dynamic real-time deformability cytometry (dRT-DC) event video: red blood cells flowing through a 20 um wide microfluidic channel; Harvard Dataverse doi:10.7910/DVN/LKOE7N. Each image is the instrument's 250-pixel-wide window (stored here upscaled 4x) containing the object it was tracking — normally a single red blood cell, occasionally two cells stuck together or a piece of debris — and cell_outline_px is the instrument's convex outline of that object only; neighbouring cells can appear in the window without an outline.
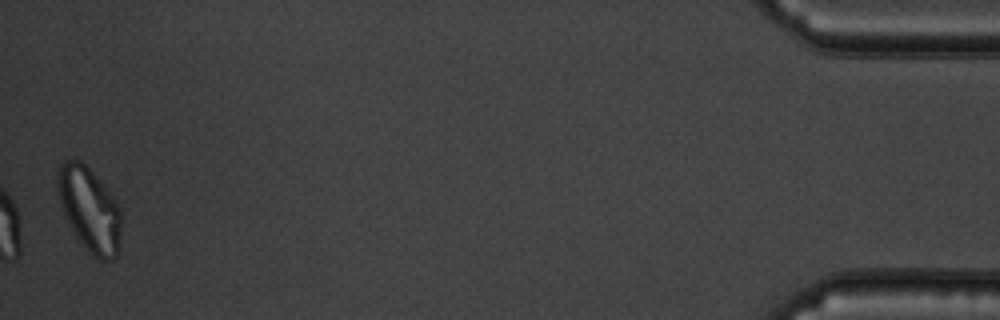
{"species": "common noctule bat (a hibernating species)", "species_latin": "Nyctalus noctula", "temperature_condition": "warm", "stored_images_in_passage": 38, "camera_frame_rate_fps": 3000, "um_per_image_px": 0.085, "animal": {"sex": "male", "body_mass_g": 19.5, "forearm_length_mm": 54.6}, "frame": {"image": 1, "passage_image": 38, "time_ms": 12.333, "image_size_px": [1000, 320], "cell_outline_px": [[120, 240], [116, 256], [112, 260], [100, 260], [92, 256], [80, 240], [72, 228], [64, 212], [56, 188], [56, 172], [60, 164], [64, 160], [80, 160], [96, 176], [116, 200], [120, 208]], "centroid_in_image_um": [7.6, 17.77], "position_along_channel_um": 427.6, "area_um2": 30.87}}